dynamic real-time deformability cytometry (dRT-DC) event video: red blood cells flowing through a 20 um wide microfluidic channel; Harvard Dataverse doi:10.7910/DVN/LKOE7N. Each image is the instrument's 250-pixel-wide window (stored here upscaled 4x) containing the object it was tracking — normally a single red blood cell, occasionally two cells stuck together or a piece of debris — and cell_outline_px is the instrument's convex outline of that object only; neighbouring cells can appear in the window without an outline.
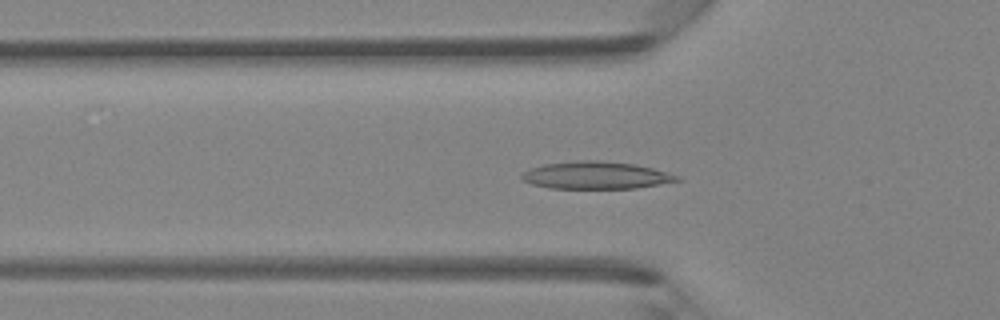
{"species": "Egyptian fruit bat (a non-hibernating species)", "species_latin": "Rousettus aegyptiacus", "temperature_condition": "room temperature", "stored_images_in_passage": 42, "camera_frame_rate_fps": 3000, "um_per_image_px": 0.085, "animal": {"sex": "female"}, "frame": {"image": 1, "passage_image": 12, "time_ms": 3.667, "image_size_px": [1000, 320], "cell_outline_px": [[680, 180], [636, 188], [548, 188], [532, 184], [520, 180], [520, 176], [524, 172], [532, 168], [544, 164], [580, 160], [596, 160], [636, 164], [652, 168], [680, 176]], "centroid_in_image_um": [50.62, 14.9], "position_along_channel_um": 75.2, "area_um2": 24.62}}
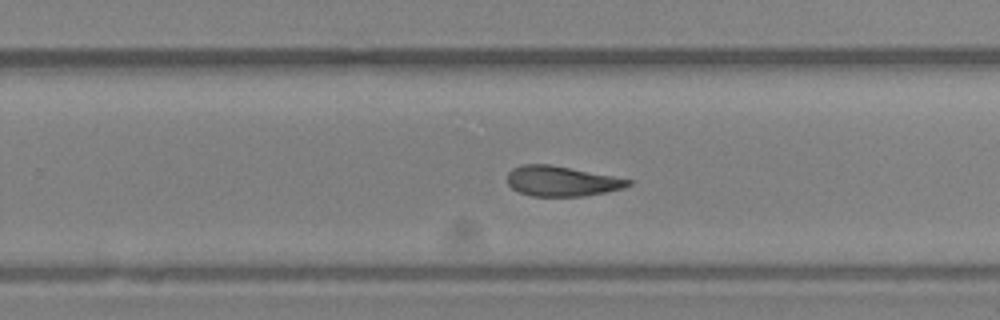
{"frame": {"image": 2, "passage_image": 26, "time_ms": 8.333, "image_size_px": [1000, 320], "cell_outline_px": [[632, 184], [624, 188], [584, 196], [532, 196], [520, 192], [512, 188], [508, 184], [508, 172], [512, 168], [520, 164], [548, 164], [612, 176], [632, 180]], "centroid_in_image_um": [47.71, 15.39], "position_along_channel_um": 282.1, "area_um2": 21.04}}
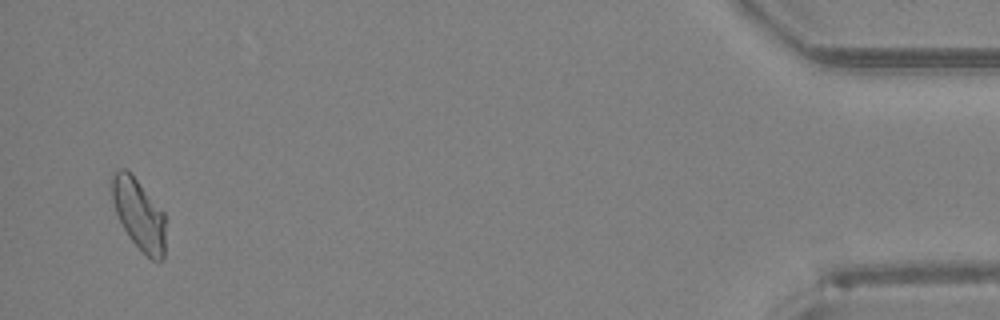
{"frame": {"image": 3, "passage_image": 41, "time_ms": 13.333, "image_size_px": [1000, 320], "cell_outline_px": [[164, 260], [152, 260], [128, 236], [116, 212], [112, 200], [112, 172], [120, 168], [124, 168], [136, 180], [164, 212]], "centroid_in_image_um": [11.8, 18.21], "position_along_channel_um": 423.4, "area_um2": 21.5}}